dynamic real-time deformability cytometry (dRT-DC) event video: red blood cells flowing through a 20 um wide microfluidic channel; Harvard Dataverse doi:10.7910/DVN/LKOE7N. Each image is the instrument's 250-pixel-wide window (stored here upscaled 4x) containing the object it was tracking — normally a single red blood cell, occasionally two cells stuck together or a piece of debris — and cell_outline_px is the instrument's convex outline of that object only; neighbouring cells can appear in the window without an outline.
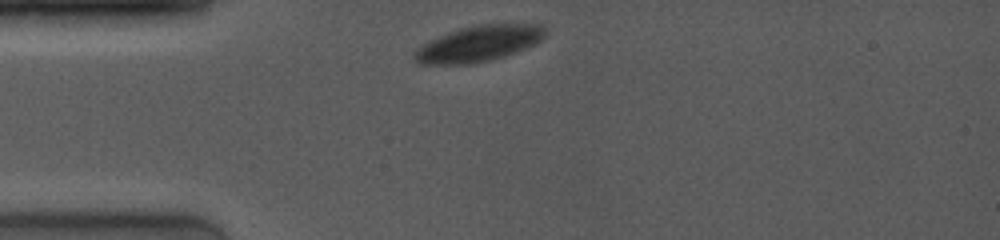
{"species": "common noctule bat (a hibernating species)", "species_latin": "Nyctalus noctula", "temperature_condition": "room temperature", "stored_images_in_passage": 6, "camera_frame_rate_fps": 4000, "um_per_image_px": 0.085, "animal": {"sex": "female", "body_mass_g": 19.0, "forearm_length_mm": 53.3}, "frame": {"image": 1, "passage_image": 1, "time_ms": 0.0, "image_size_px": [1000, 240], "cell_outline_px": [[548, 36], [536, 44], [516, 52], [492, 60], [472, 64], [420, 64], [412, 60], [412, 52], [420, 44], [448, 32], [476, 24], [544, 24], [548, 28]], "centroid_in_image_um": [40.71, 3.71], "position_along_channel_um": 44.3, "area_um2": 28.03}}